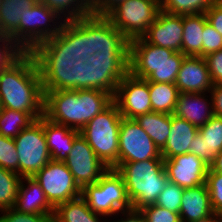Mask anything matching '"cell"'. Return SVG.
<instances>
[{"mask_svg": "<svg viewBox=\"0 0 222 222\" xmlns=\"http://www.w3.org/2000/svg\"><path fill=\"white\" fill-rule=\"evenodd\" d=\"M184 188L168 181L155 204L179 214Z\"/></svg>", "mask_w": 222, "mask_h": 222, "instance_id": "d6a6232c", "label": "cell"}, {"mask_svg": "<svg viewBox=\"0 0 222 222\" xmlns=\"http://www.w3.org/2000/svg\"><path fill=\"white\" fill-rule=\"evenodd\" d=\"M164 167L169 182L184 189L205 184L209 170V166L202 159L191 153L164 159Z\"/></svg>", "mask_w": 222, "mask_h": 222, "instance_id": "9a60e30c", "label": "cell"}, {"mask_svg": "<svg viewBox=\"0 0 222 222\" xmlns=\"http://www.w3.org/2000/svg\"><path fill=\"white\" fill-rule=\"evenodd\" d=\"M0 42H2L3 45L5 46V47L2 46L3 49L0 48V70H1L9 67L24 53V51L16 45L14 40L9 35L0 33Z\"/></svg>", "mask_w": 222, "mask_h": 222, "instance_id": "d590c367", "label": "cell"}, {"mask_svg": "<svg viewBox=\"0 0 222 222\" xmlns=\"http://www.w3.org/2000/svg\"><path fill=\"white\" fill-rule=\"evenodd\" d=\"M2 211L5 213L0 217V222H53V216L22 213L13 207Z\"/></svg>", "mask_w": 222, "mask_h": 222, "instance_id": "f35d334b", "label": "cell"}, {"mask_svg": "<svg viewBox=\"0 0 222 222\" xmlns=\"http://www.w3.org/2000/svg\"><path fill=\"white\" fill-rule=\"evenodd\" d=\"M1 98H0V111L2 110Z\"/></svg>", "mask_w": 222, "mask_h": 222, "instance_id": "7dc6e473", "label": "cell"}, {"mask_svg": "<svg viewBox=\"0 0 222 222\" xmlns=\"http://www.w3.org/2000/svg\"><path fill=\"white\" fill-rule=\"evenodd\" d=\"M0 167L19 174V161L15 141L0 135Z\"/></svg>", "mask_w": 222, "mask_h": 222, "instance_id": "836d02e7", "label": "cell"}, {"mask_svg": "<svg viewBox=\"0 0 222 222\" xmlns=\"http://www.w3.org/2000/svg\"><path fill=\"white\" fill-rule=\"evenodd\" d=\"M140 210L144 214L146 222H179L181 220L180 214L156 204L146 206Z\"/></svg>", "mask_w": 222, "mask_h": 222, "instance_id": "8d00e7d4", "label": "cell"}, {"mask_svg": "<svg viewBox=\"0 0 222 222\" xmlns=\"http://www.w3.org/2000/svg\"><path fill=\"white\" fill-rule=\"evenodd\" d=\"M210 72L213 84H222V49L204 57Z\"/></svg>", "mask_w": 222, "mask_h": 222, "instance_id": "ab89813d", "label": "cell"}, {"mask_svg": "<svg viewBox=\"0 0 222 222\" xmlns=\"http://www.w3.org/2000/svg\"><path fill=\"white\" fill-rule=\"evenodd\" d=\"M32 178L41 186L54 208L81 196V188L64 162L50 160Z\"/></svg>", "mask_w": 222, "mask_h": 222, "instance_id": "7c38bea8", "label": "cell"}, {"mask_svg": "<svg viewBox=\"0 0 222 222\" xmlns=\"http://www.w3.org/2000/svg\"><path fill=\"white\" fill-rule=\"evenodd\" d=\"M217 0H160L161 10L177 15L205 13Z\"/></svg>", "mask_w": 222, "mask_h": 222, "instance_id": "4dcf8cb0", "label": "cell"}, {"mask_svg": "<svg viewBox=\"0 0 222 222\" xmlns=\"http://www.w3.org/2000/svg\"><path fill=\"white\" fill-rule=\"evenodd\" d=\"M21 176L14 171L0 167V209L14 207L18 194Z\"/></svg>", "mask_w": 222, "mask_h": 222, "instance_id": "f546056e", "label": "cell"}, {"mask_svg": "<svg viewBox=\"0 0 222 222\" xmlns=\"http://www.w3.org/2000/svg\"><path fill=\"white\" fill-rule=\"evenodd\" d=\"M113 85V101L122 117L135 119L152 112L148 81L132 75L129 71L110 74Z\"/></svg>", "mask_w": 222, "mask_h": 222, "instance_id": "30bf717a", "label": "cell"}, {"mask_svg": "<svg viewBox=\"0 0 222 222\" xmlns=\"http://www.w3.org/2000/svg\"><path fill=\"white\" fill-rule=\"evenodd\" d=\"M87 205L86 200L79 196L68 200L55 208L53 222H99L97 215Z\"/></svg>", "mask_w": 222, "mask_h": 222, "instance_id": "4316f807", "label": "cell"}, {"mask_svg": "<svg viewBox=\"0 0 222 222\" xmlns=\"http://www.w3.org/2000/svg\"><path fill=\"white\" fill-rule=\"evenodd\" d=\"M207 22L205 13L183 15L182 53L185 56L202 57L203 30Z\"/></svg>", "mask_w": 222, "mask_h": 222, "instance_id": "d4e9b609", "label": "cell"}, {"mask_svg": "<svg viewBox=\"0 0 222 222\" xmlns=\"http://www.w3.org/2000/svg\"><path fill=\"white\" fill-rule=\"evenodd\" d=\"M14 141L19 175L23 178L33 177L51 160L43 130V116L24 128Z\"/></svg>", "mask_w": 222, "mask_h": 222, "instance_id": "8fae6325", "label": "cell"}, {"mask_svg": "<svg viewBox=\"0 0 222 222\" xmlns=\"http://www.w3.org/2000/svg\"><path fill=\"white\" fill-rule=\"evenodd\" d=\"M122 118L113 101L79 131L97 157L111 169L118 166L119 127Z\"/></svg>", "mask_w": 222, "mask_h": 222, "instance_id": "52a82bcc", "label": "cell"}, {"mask_svg": "<svg viewBox=\"0 0 222 222\" xmlns=\"http://www.w3.org/2000/svg\"><path fill=\"white\" fill-rule=\"evenodd\" d=\"M152 112L173 114L180 94L174 83L148 82Z\"/></svg>", "mask_w": 222, "mask_h": 222, "instance_id": "83f0119b", "label": "cell"}, {"mask_svg": "<svg viewBox=\"0 0 222 222\" xmlns=\"http://www.w3.org/2000/svg\"><path fill=\"white\" fill-rule=\"evenodd\" d=\"M198 128L185 119L171 114V129L167 143L161 150L163 159H171L176 155L189 153L190 143L193 141Z\"/></svg>", "mask_w": 222, "mask_h": 222, "instance_id": "7402d4cb", "label": "cell"}, {"mask_svg": "<svg viewBox=\"0 0 222 222\" xmlns=\"http://www.w3.org/2000/svg\"><path fill=\"white\" fill-rule=\"evenodd\" d=\"M183 16L160 10L143 38L152 45L182 53Z\"/></svg>", "mask_w": 222, "mask_h": 222, "instance_id": "2e32d148", "label": "cell"}, {"mask_svg": "<svg viewBox=\"0 0 222 222\" xmlns=\"http://www.w3.org/2000/svg\"><path fill=\"white\" fill-rule=\"evenodd\" d=\"M149 159H163L161 151L135 119L123 117L119 127L118 165Z\"/></svg>", "mask_w": 222, "mask_h": 222, "instance_id": "4fadbf2b", "label": "cell"}, {"mask_svg": "<svg viewBox=\"0 0 222 222\" xmlns=\"http://www.w3.org/2000/svg\"><path fill=\"white\" fill-rule=\"evenodd\" d=\"M160 10V0H125L105 17L130 42L146 34Z\"/></svg>", "mask_w": 222, "mask_h": 222, "instance_id": "9c48e42d", "label": "cell"}, {"mask_svg": "<svg viewBox=\"0 0 222 222\" xmlns=\"http://www.w3.org/2000/svg\"><path fill=\"white\" fill-rule=\"evenodd\" d=\"M125 212H128V218L117 222H146L145 216L141 212V210H136L132 208Z\"/></svg>", "mask_w": 222, "mask_h": 222, "instance_id": "ee69618b", "label": "cell"}, {"mask_svg": "<svg viewBox=\"0 0 222 222\" xmlns=\"http://www.w3.org/2000/svg\"><path fill=\"white\" fill-rule=\"evenodd\" d=\"M214 213L206 184L183 190L180 205V218L182 221L191 222Z\"/></svg>", "mask_w": 222, "mask_h": 222, "instance_id": "44dd1931", "label": "cell"}, {"mask_svg": "<svg viewBox=\"0 0 222 222\" xmlns=\"http://www.w3.org/2000/svg\"><path fill=\"white\" fill-rule=\"evenodd\" d=\"M185 55L148 43L143 37L129 42L128 71L148 82L174 83Z\"/></svg>", "mask_w": 222, "mask_h": 222, "instance_id": "5b68a950", "label": "cell"}, {"mask_svg": "<svg viewBox=\"0 0 222 222\" xmlns=\"http://www.w3.org/2000/svg\"><path fill=\"white\" fill-rule=\"evenodd\" d=\"M210 93L214 115L222 117V84H214Z\"/></svg>", "mask_w": 222, "mask_h": 222, "instance_id": "7bdbcfd3", "label": "cell"}, {"mask_svg": "<svg viewBox=\"0 0 222 222\" xmlns=\"http://www.w3.org/2000/svg\"><path fill=\"white\" fill-rule=\"evenodd\" d=\"M135 120L161 151L170 134L171 114L150 112L137 116Z\"/></svg>", "mask_w": 222, "mask_h": 222, "instance_id": "484cf974", "label": "cell"}, {"mask_svg": "<svg viewBox=\"0 0 222 222\" xmlns=\"http://www.w3.org/2000/svg\"><path fill=\"white\" fill-rule=\"evenodd\" d=\"M64 163L81 189L87 184L96 183L110 169L80 134L74 139Z\"/></svg>", "mask_w": 222, "mask_h": 222, "instance_id": "5bb4252c", "label": "cell"}, {"mask_svg": "<svg viewBox=\"0 0 222 222\" xmlns=\"http://www.w3.org/2000/svg\"><path fill=\"white\" fill-rule=\"evenodd\" d=\"M38 1L45 4L49 9L54 11L57 15H61V13L66 12V10L70 6L72 7L75 5V7L69 8V10L71 9V11L67 10L69 16L66 17V19H64L66 24H69L71 21L76 20L78 18L91 15L89 0H38ZM74 2H76V4Z\"/></svg>", "mask_w": 222, "mask_h": 222, "instance_id": "1f68e13d", "label": "cell"}, {"mask_svg": "<svg viewBox=\"0 0 222 222\" xmlns=\"http://www.w3.org/2000/svg\"><path fill=\"white\" fill-rule=\"evenodd\" d=\"M205 15L208 23L222 36V0H217Z\"/></svg>", "mask_w": 222, "mask_h": 222, "instance_id": "60d3db41", "label": "cell"}, {"mask_svg": "<svg viewBox=\"0 0 222 222\" xmlns=\"http://www.w3.org/2000/svg\"><path fill=\"white\" fill-rule=\"evenodd\" d=\"M38 0H3L0 8V33L9 35L19 47V23Z\"/></svg>", "mask_w": 222, "mask_h": 222, "instance_id": "cb8c5ba5", "label": "cell"}, {"mask_svg": "<svg viewBox=\"0 0 222 222\" xmlns=\"http://www.w3.org/2000/svg\"><path fill=\"white\" fill-rule=\"evenodd\" d=\"M67 28V45L56 58L67 74L128 71L129 41L105 16L78 18Z\"/></svg>", "mask_w": 222, "mask_h": 222, "instance_id": "6da1fadb", "label": "cell"}, {"mask_svg": "<svg viewBox=\"0 0 222 222\" xmlns=\"http://www.w3.org/2000/svg\"><path fill=\"white\" fill-rule=\"evenodd\" d=\"M202 57L222 49V36L207 22L202 39Z\"/></svg>", "mask_w": 222, "mask_h": 222, "instance_id": "74e56055", "label": "cell"}, {"mask_svg": "<svg viewBox=\"0 0 222 222\" xmlns=\"http://www.w3.org/2000/svg\"><path fill=\"white\" fill-rule=\"evenodd\" d=\"M205 184L214 213L222 217V174L214 172L209 168Z\"/></svg>", "mask_w": 222, "mask_h": 222, "instance_id": "e575fe53", "label": "cell"}, {"mask_svg": "<svg viewBox=\"0 0 222 222\" xmlns=\"http://www.w3.org/2000/svg\"><path fill=\"white\" fill-rule=\"evenodd\" d=\"M220 151H222V117L214 115L205 125L198 128L190 143L189 153L202 159L210 168Z\"/></svg>", "mask_w": 222, "mask_h": 222, "instance_id": "ac0fdd59", "label": "cell"}, {"mask_svg": "<svg viewBox=\"0 0 222 222\" xmlns=\"http://www.w3.org/2000/svg\"><path fill=\"white\" fill-rule=\"evenodd\" d=\"M81 196L93 212L103 216L132 209L123 177L115 169L110 168L96 183L85 185Z\"/></svg>", "mask_w": 222, "mask_h": 222, "instance_id": "ba28073f", "label": "cell"}, {"mask_svg": "<svg viewBox=\"0 0 222 222\" xmlns=\"http://www.w3.org/2000/svg\"><path fill=\"white\" fill-rule=\"evenodd\" d=\"M115 170L123 177L132 208L155 204L168 183L164 159L120 163Z\"/></svg>", "mask_w": 222, "mask_h": 222, "instance_id": "8992f818", "label": "cell"}, {"mask_svg": "<svg viewBox=\"0 0 222 222\" xmlns=\"http://www.w3.org/2000/svg\"><path fill=\"white\" fill-rule=\"evenodd\" d=\"M57 14L41 2L26 9L19 23V47L24 52H36L57 58L67 45V24L41 28L57 18ZM44 24V25H43ZM21 43V44H20Z\"/></svg>", "mask_w": 222, "mask_h": 222, "instance_id": "277c9868", "label": "cell"}, {"mask_svg": "<svg viewBox=\"0 0 222 222\" xmlns=\"http://www.w3.org/2000/svg\"><path fill=\"white\" fill-rule=\"evenodd\" d=\"M43 130L51 160L64 162L79 130L50 121L43 115Z\"/></svg>", "mask_w": 222, "mask_h": 222, "instance_id": "d6986e66", "label": "cell"}, {"mask_svg": "<svg viewBox=\"0 0 222 222\" xmlns=\"http://www.w3.org/2000/svg\"><path fill=\"white\" fill-rule=\"evenodd\" d=\"M123 1L125 0H89L91 15L106 16Z\"/></svg>", "mask_w": 222, "mask_h": 222, "instance_id": "b9f144b4", "label": "cell"}, {"mask_svg": "<svg viewBox=\"0 0 222 222\" xmlns=\"http://www.w3.org/2000/svg\"><path fill=\"white\" fill-rule=\"evenodd\" d=\"M57 67V59L24 52L9 67L0 70L3 108L28 113L34 120L44 115V87Z\"/></svg>", "mask_w": 222, "mask_h": 222, "instance_id": "3957f363", "label": "cell"}, {"mask_svg": "<svg viewBox=\"0 0 222 222\" xmlns=\"http://www.w3.org/2000/svg\"><path fill=\"white\" fill-rule=\"evenodd\" d=\"M180 93H204L213 87L204 57L185 56L175 82Z\"/></svg>", "mask_w": 222, "mask_h": 222, "instance_id": "e0dca14e", "label": "cell"}, {"mask_svg": "<svg viewBox=\"0 0 222 222\" xmlns=\"http://www.w3.org/2000/svg\"><path fill=\"white\" fill-rule=\"evenodd\" d=\"M221 221V217L215 213H212L211 215L195 220V221H191V222H220Z\"/></svg>", "mask_w": 222, "mask_h": 222, "instance_id": "bcb514c9", "label": "cell"}, {"mask_svg": "<svg viewBox=\"0 0 222 222\" xmlns=\"http://www.w3.org/2000/svg\"><path fill=\"white\" fill-rule=\"evenodd\" d=\"M201 96L202 93H180L173 114L197 128L202 127L214 116V112L213 107L208 108L204 93Z\"/></svg>", "mask_w": 222, "mask_h": 222, "instance_id": "603a6c76", "label": "cell"}, {"mask_svg": "<svg viewBox=\"0 0 222 222\" xmlns=\"http://www.w3.org/2000/svg\"><path fill=\"white\" fill-rule=\"evenodd\" d=\"M28 187L21 180L14 209L27 214L53 216L55 208L49 203L41 186L32 178L24 177Z\"/></svg>", "mask_w": 222, "mask_h": 222, "instance_id": "ffe728a7", "label": "cell"}, {"mask_svg": "<svg viewBox=\"0 0 222 222\" xmlns=\"http://www.w3.org/2000/svg\"><path fill=\"white\" fill-rule=\"evenodd\" d=\"M34 121L28 113L2 108L0 111V135L14 139Z\"/></svg>", "mask_w": 222, "mask_h": 222, "instance_id": "f1b7e54d", "label": "cell"}, {"mask_svg": "<svg viewBox=\"0 0 222 222\" xmlns=\"http://www.w3.org/2000/svg\"><path fill=\"white\" fill-rule=\"evenodd\" d=\"M210 169L214 172L222 174V151L217 154L214 163L210 166Z\"/></svg>", "mask_w": 222, "mask_h": 222, "instance_id": "f6af8a7d", "label": "cell"}, {"mask_svg": "<svg viewBox=\"0 0 222 222\" xmlns=\"http://www.w3.org/2000/svg\"><path fill=\"white\" fill-rule=\"evenodd\" d=\"M112 102L110 75L67 74L57 66L44 87V116L79 131Z\"/></svg>", "mask_w": 222, "mask_h": 222, "instance_id": "7a4b0ae2", "label": "cell"}]
</instances>
